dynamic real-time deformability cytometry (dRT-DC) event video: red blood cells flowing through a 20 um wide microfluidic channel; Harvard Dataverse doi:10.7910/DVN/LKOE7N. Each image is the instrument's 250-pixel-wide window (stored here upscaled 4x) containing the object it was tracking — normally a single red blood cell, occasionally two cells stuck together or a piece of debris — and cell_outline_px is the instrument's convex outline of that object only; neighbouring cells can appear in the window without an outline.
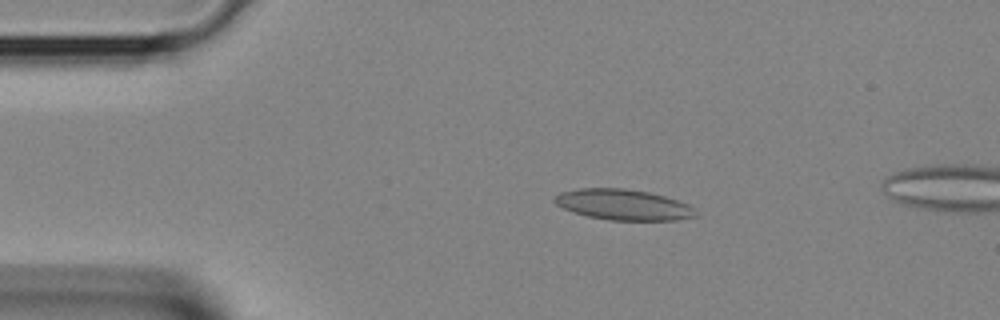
{"species": "Egyptian fruit bat (a non-hibernating species)", "species_latin": "Rousettus aegyptiacus", "temperature_condition": "room temperature", "stored_images_in_passage": 36, "camera_frame_rate_fps": 3000, "um_per_image_px": 0.085, "animal": {"sex": "female"}, "frame": {"image": 1, "passage_image": 6, "time_ms": 1.667, "image_size_px": [1000, 320], "cell_outline_px": [[696, 216], [676, 220], [608, 220], [588, 216], [564, 208], [556, 204], [552, 200], [560, 192], [580, 188], [624, 188], [648, 192], [664, 196], [688, 204], [696, 208]], "centroid_in_image_um": [52.99, 17.39], "position_along_channel_um": 32.0, "area_um2": 25.09}}
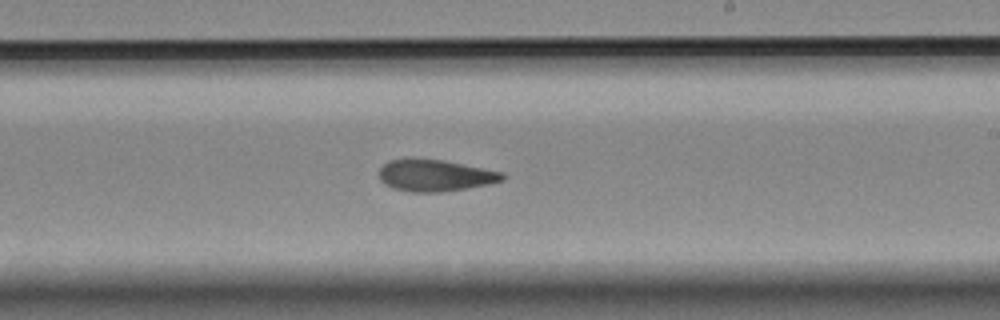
{"frame": {"image": 2, "passage_image": 21, "time_ms": 6.667, "image_size_px": [1000, 320], "cell_outline_px": [[508, 176], [504, 180], [492, 184], [444, 192], [412, 192], [392, 188], [384, 184], [380, 180], [380, 168], [388, 160], [408, 156], [412, 156], [444, 160], [504, 172]], "centroid_in_image_um": [37.0, 14.89], "position_along_channel_um": 252.0, "area_um2": 23.64}}
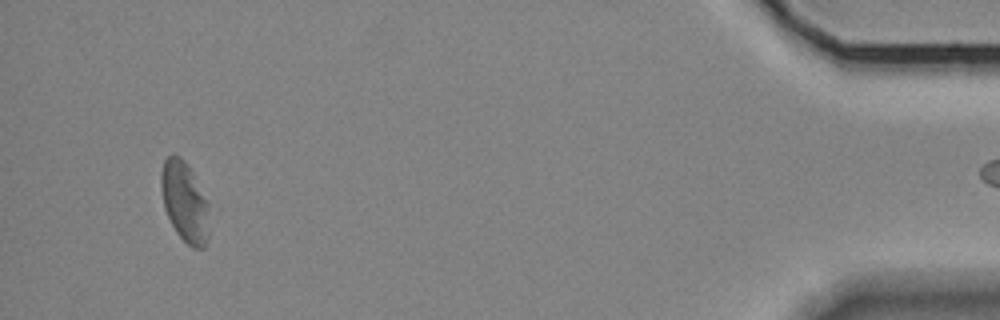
{"frame": {"image": 3, "passage_image": 35, "time_ms": 11.333, "image_size_px": [1000, 320], "cell_outline_px": [[208, 240], [204, 248], [192, 248], [176, 232], [164, 208], [160, 188], [160, 172], [164, 160], [172, 152], [180, 156], [184, 160], [192, 172], [208, 204]], "centroid_in_image_um": [15.67, 17.13], "position_along_channel_um": 419.5, "area_um2": 22.48}}